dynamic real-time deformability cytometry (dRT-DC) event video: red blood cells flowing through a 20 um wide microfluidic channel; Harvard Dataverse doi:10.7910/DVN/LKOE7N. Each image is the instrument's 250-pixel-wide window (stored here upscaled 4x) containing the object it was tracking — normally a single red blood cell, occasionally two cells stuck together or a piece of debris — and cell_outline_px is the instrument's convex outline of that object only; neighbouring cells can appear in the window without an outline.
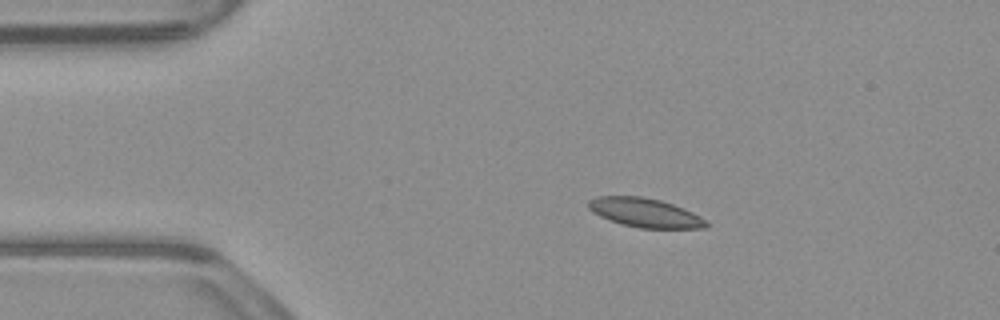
{"species": "common noctule bat (a hibernating species)", "species_latin": "Nyctalus noctula", "temperature_condition": "warm", "stored_images_in_passage": 52, "camera_frame_rate_fps": 3000, "um_per_image_px": 0.085, "animal": {"sex": "male", "body_mass_g": 23.1, "forearm_length_mm": 52.7}, "frame": {"image": 1, "passage_image": 9, "time_ms": 2.667, "image_size_px": [1000, 320], "cell_outline_px": [[708, 228], [640, 228], [620, 224], [600, 216], [592, 212], [588, 208], [588, 200], [596, 196], [640, 196], [660, 200], [684, 208], [708, 220]], "centroid_in_image_um": [54.82, 18.08], "position_along_channel_um": 30.2, "area_um2": 20.06}}
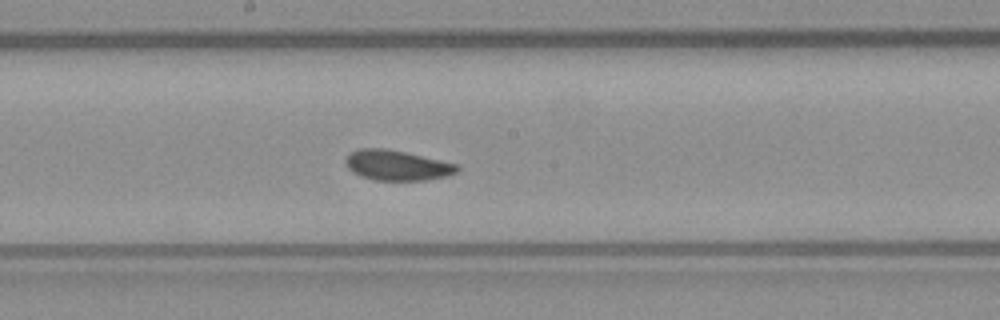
{"frame": {"image": 2, "passage_image": 27, "time_ms": 8.667, "image_size_px": [1000, 320], "cell_outline_px": [[460, 168], [456, 172], [448, 176], [424, 180], [376, 180], [360, 176], [352, 172], [348, 168], [344, 160], [352, 152], [360, 148], [388, 148], [456, 164]], "centroid_in_image_um": [33.72, 14.05], "position_along_channel_um": 214.5, "area_um2": 19.48}}
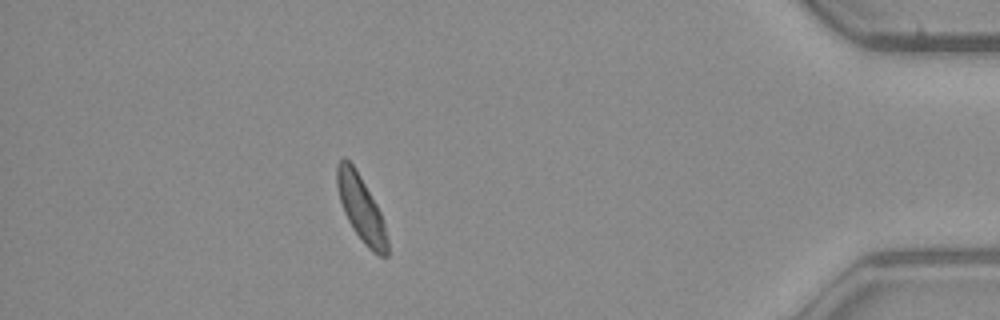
{"frame": {"image": 3, "passage_image": 46, "time_ms": 15.0, "image_size_px": [1000, 320], "cell_outline_px": [[388, 256], [380, 256], [372, 252], [364, 244], [352, 228], [344, 212], [340, 200], [336, 184], [336, 164], [344, 156], [356, 168], [376, 204], [380, 212], [384, 224], [388, 240]], "centroid_in_image_um": [30.68, 17.71], "position_along_channel_um": 404.5, "area_um2": 19.31}, "authors_computed_cell_mechanics": {"area_um2": 19.8832, "velocity_mm_per_s": 3.8643, "shape_relaxation_time_tau1_ms": null, "shape_relaxation_time_tau2_ms": 5.877, "deformation_change_tau1": null, "deformation_change_tau2": 0.1158}}